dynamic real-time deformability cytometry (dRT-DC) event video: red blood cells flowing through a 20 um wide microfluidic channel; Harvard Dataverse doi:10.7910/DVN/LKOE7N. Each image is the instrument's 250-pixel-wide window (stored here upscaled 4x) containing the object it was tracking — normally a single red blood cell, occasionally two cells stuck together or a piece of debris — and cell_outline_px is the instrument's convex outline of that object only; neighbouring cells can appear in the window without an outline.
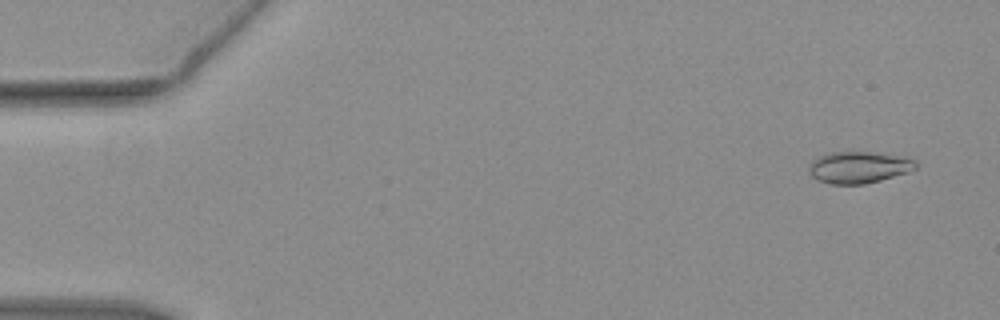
{"species": "common noctule bat (a hibernating species)", "species_latin": "Nyctalus noctula", "temperature_condition": "warm", "stored_images_in_passage": 54, "camera_frame_rate_fps": 3000, "um_per_image_px": 0.085, "animal": {"sex": "female", "body_mass_g": 19.3, "forearm_length_mm": 54.1}, "frame": {"image": 1, "passage_image": 3, "time_ms": 0.667, "image_size_px": [1000, 320], "cell_outline_px": [[916, 168], [908, 172], [880, 180], [864, 184], [832, 184], [820, 180], [812, 176], [808, 168], [808, 164], [812, 160], [820, 156], [832, 152], [868, 152], [896, 156], [916, 160]], "centroid_in_image_um": [72.96, 14.22], "position_along_channel_um": 12.0, "area_um2": 19.36}}
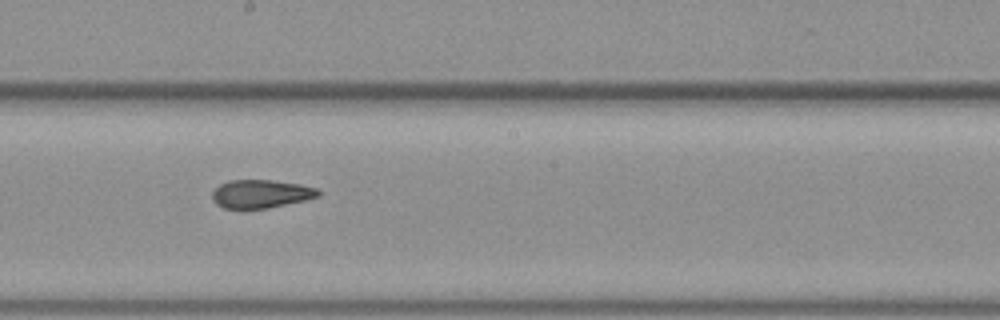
{"frame": {"image": 2, "passage_image": 30, "time_ms": 9.667, "image_size_px": [1000, 320], "cell_outline_px": [[320, 196], [304, 200], [268, 208], [224, 208], [216, 204], [212, 200], [212, 192], [220, 184], [228, 180], [272, 180], [300, 184], [316, 188], [320, 192]], "centroid_in_image_um": [22.16, 16.47], "position_along_channel_um": 226.0, "area_um2": 17.4}}
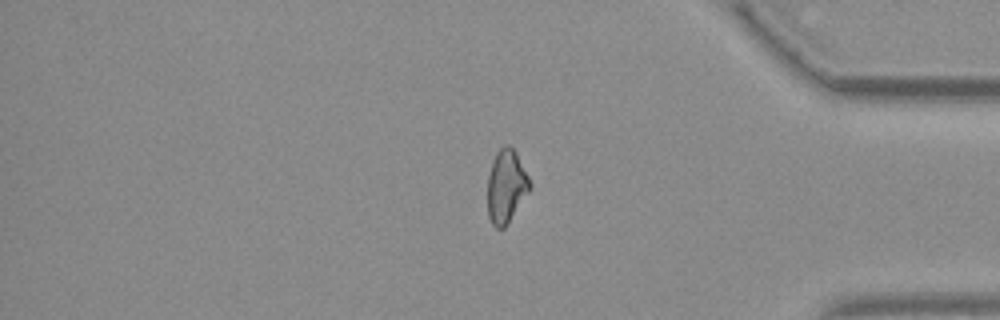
{"frame": {"image": 3, "passage_image": 45, "time_ms": 14.667, "image_size_px": [1000, 320], "cell_outline_px": [[532, 188], [508, 224], [504, 228], [496, 228], [492, 224], [488, 216], [488, 176], [492, 160], [496, 152], [504, 144], [508, 144], [516, 152], [532, 184]], "centroid_in_image_um": [43.04, 15.84], "position_along_channel_um": 392.2, "area_um2": 18.26}, "authors_computed_cell_mechanics": {"area_um2": 18.5538, "velocity_mm_per_s": 3.8189, "shape_relaxation_time_tau1_ms": null, "shape_relaxation_time_tau2_ms": 2.0731, "deformation_change_tau1": null, "deformation_change_tau2": 0.0825}}